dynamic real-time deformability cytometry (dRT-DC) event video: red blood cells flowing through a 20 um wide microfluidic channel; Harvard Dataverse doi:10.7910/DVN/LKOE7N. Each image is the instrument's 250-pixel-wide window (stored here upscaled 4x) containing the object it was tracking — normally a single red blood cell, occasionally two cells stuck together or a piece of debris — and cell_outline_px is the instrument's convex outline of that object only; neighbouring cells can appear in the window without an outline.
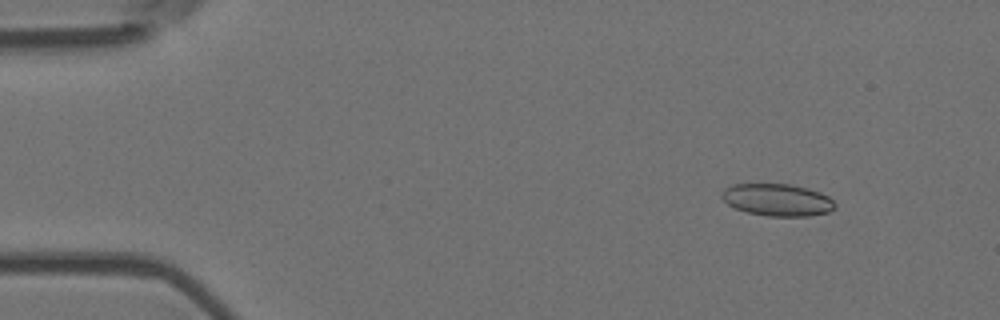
{"species": "Egyptian fruit bat (a non-hibernating species)", "species_latin": "Rousettus aegyptiacus", "temperature_condition": "room temperature", "stored_images_in_passage": 5, "camera_frame_rate_fps": 3000, "um_per_image_px": 0.085, "animal": {"sex": "female"}, "frame": {"image": 1, "passage_image": 1, "time_ms": 0.0, "image_size_px": [1000, 320], "cell_outline_px": [[836, 208], [828, 212], [808, 216], [768, 216], [748, 212], [736, 208], [728, 204], [720, 196], [720, 192], [724, 188], [732, 184], [792, 184], [808, 188], [820, 192], [828, 196], [836, 204]], "centroid_in_image_um": [66.07, 16.98], "position_along_channel_um": 18.9, "area_um2": 21.33}}
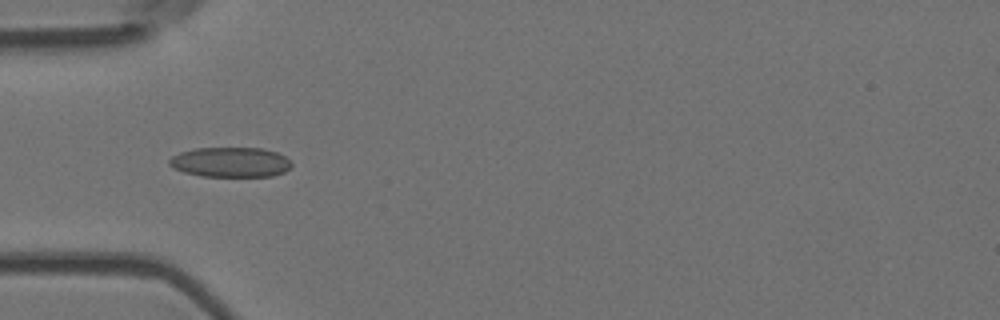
{"frame": {"image": 2, "passage_image": 4, "time_ms": 1.0, "image_size_px": [1000, 320], "cell_outline_px": [[292, 164], [284, 172], [272, 176], [200, 176], [184, 172], [172, 168], [168, 164], [168, 160], [172, 156], [180, 152], [196, 148], [264, 148], [276, 152], [284, 156]], "centroid_in_image_um": [19.55, 13.78], "position_along_channel_um": 65.5, "area_um2": 21.33}}
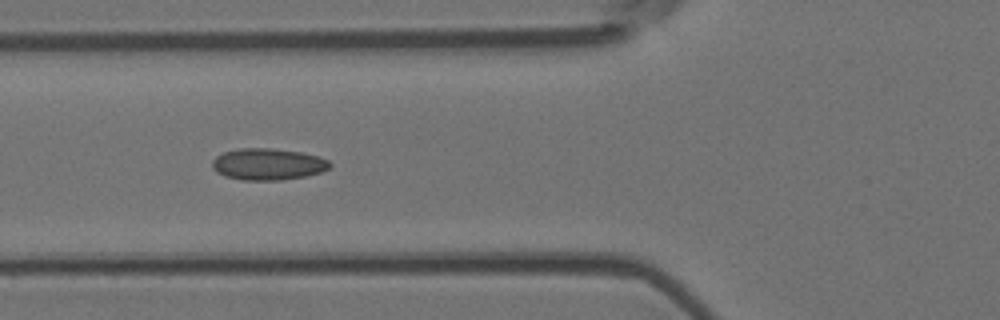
{"frame": {"image": 3, "passage_image": 5, "time_ms": 1.333, "image_size_px": [1000, 320], "cell_outline_px": [[332, 164], [328, 168], [320, 172], [304, 176], [280, 180], [244, 180], [224, 176], [216, 172], [212, 168], [212, 160], [216, 156], [224, 152], [240, 148], [268, 148], [300, 152], [316, 156], [328, 160]], "centroid_in_image_um": [22.73, 13.96], "position_along_channel_um": 103.1, "area_um2": 21.5}}